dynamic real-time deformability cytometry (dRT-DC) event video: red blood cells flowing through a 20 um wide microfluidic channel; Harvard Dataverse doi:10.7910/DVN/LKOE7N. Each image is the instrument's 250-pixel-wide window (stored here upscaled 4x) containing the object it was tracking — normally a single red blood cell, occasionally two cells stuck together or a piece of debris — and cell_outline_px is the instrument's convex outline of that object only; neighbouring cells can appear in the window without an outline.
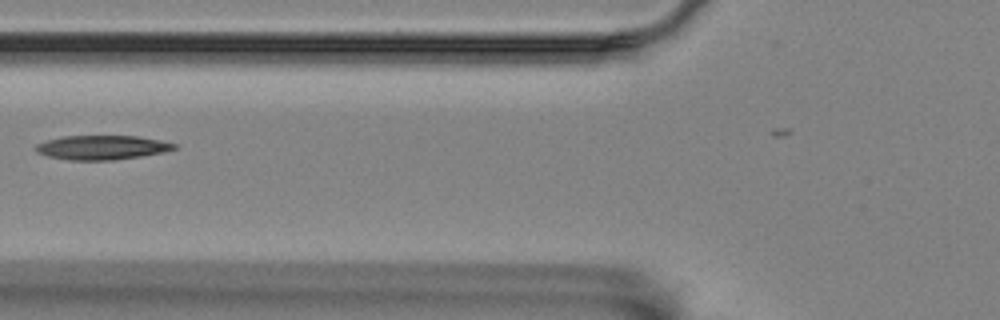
{"species": "Egyptian fruit bat (a non-hibernating species)", "species_latin": "Rousettus aegyptiacus", "temperature_condition": "room temperature", "stored_images_in_passage": 4, "camera_frame_rate_fps": 3000, "um_per_image_px": 0.085, "animal": {"sex": "female"}, "frame": {"image": 1, "passage_image": 4, "time_ms": 1.0, "image_size_px": [1000, 320], "cell_outline_px": [[176, 148], [164, 152], [116, 160], [68, 160], [48, 156], [40, 152], [36, 148], [36, 144], [48, 140], [64, 136], [136, 136], [160, 140], [176, 144]], "centroid_in_image_um": [8.69, 12.54], "position_along_channel_um": 117.1, "area_um2": 19.31}}